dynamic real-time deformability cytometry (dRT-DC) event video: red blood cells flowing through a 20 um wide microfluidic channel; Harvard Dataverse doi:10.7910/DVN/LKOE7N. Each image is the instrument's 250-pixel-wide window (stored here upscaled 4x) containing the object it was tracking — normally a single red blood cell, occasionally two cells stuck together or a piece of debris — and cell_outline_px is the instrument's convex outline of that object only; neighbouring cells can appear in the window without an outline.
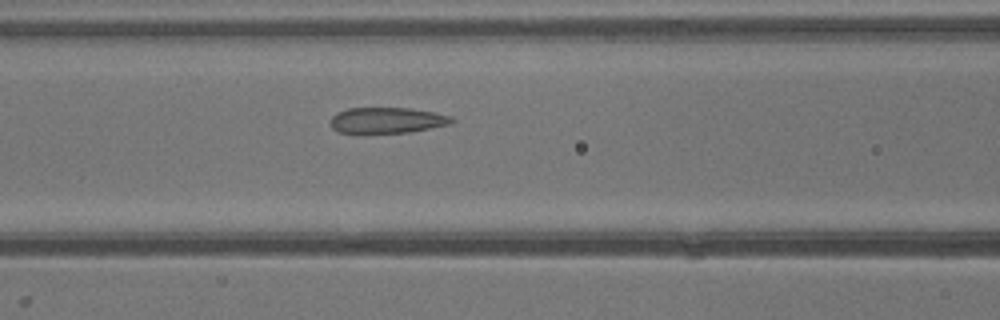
{"species": "common noctule bat (a hibernating species)", "species_latin": "Nyctalus noctula", "temperature_condition": "warm", "stored_images_in_passage": 36, "camera_frame_rate_fps": 3000, "um_per_image_px": 0.085, "animal": {"sex": "male", "body_mass_g": 13.3}, "frame": {"image": 1, "passage_image": 15, "time_ms": 4.667, "image_size_px": [1000, 320], "cell_outline_px": [[456, 120], [452, 124], [408, 132], [336, 132], [332, 128], [332, 116], [336, 112], [348, 108], [412, 108], [436, 112], [452, 116]], "centroid_in_image_um": [32.96, 10.2], "position_along_channel_um": 133.6, "area_um2": 18.21}}
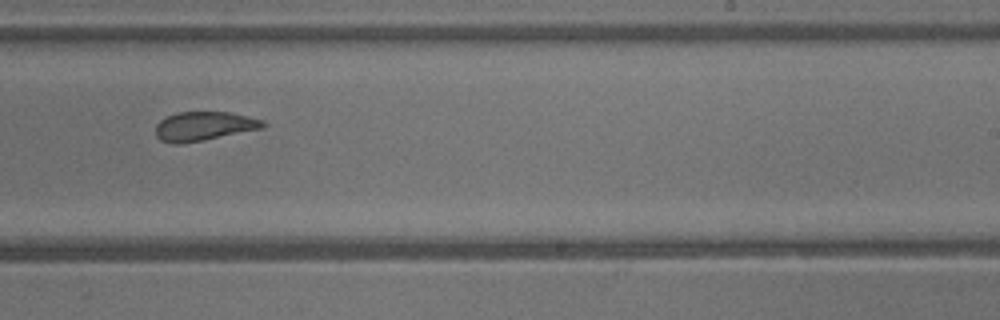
{"frame": {"image": 2, "passage_image": 23, "time_ms": 7.333, "image_size_px": [1000, 320], "cell_outline_px": [[268, 124], [264, 128], [204, 140], [180, 144], [172, 144], [160, 140], [156, 136], [156, 124], [160, 120], [176, 112], [232, 112], [264, 120]], "centroid_in_image_um": [17.36, 10.72], "position_along_channel_um": 271.6, "area_um2": 18.38}}
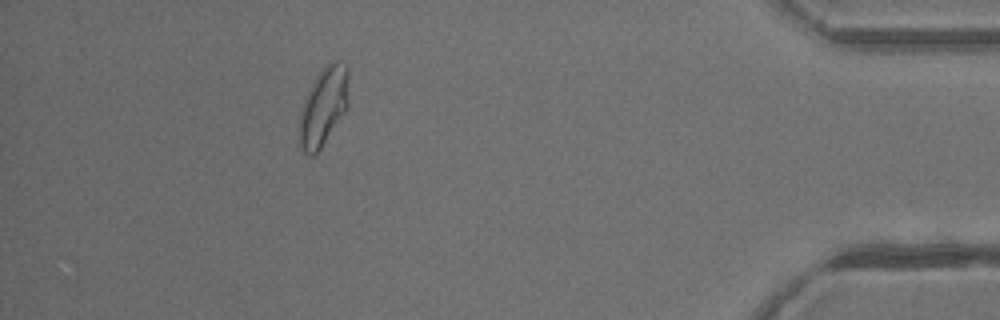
{"frame": {"image": 3, "passage_image": 34, "time_ms": 11.0, "image_size_px": [1000, 320], "cell_outline_px": [[348, 108], [320, 148], [312, 156], [304, 152], [300, 144], [300, 112], [304, 96], [308, 88], [316, 76], [328, 64], [336, 60], [348, 68]], "centroid_in_image_um": [27.5, 9.03], "position_along_channel_um": 407.7, "area_um2": 22.25}}